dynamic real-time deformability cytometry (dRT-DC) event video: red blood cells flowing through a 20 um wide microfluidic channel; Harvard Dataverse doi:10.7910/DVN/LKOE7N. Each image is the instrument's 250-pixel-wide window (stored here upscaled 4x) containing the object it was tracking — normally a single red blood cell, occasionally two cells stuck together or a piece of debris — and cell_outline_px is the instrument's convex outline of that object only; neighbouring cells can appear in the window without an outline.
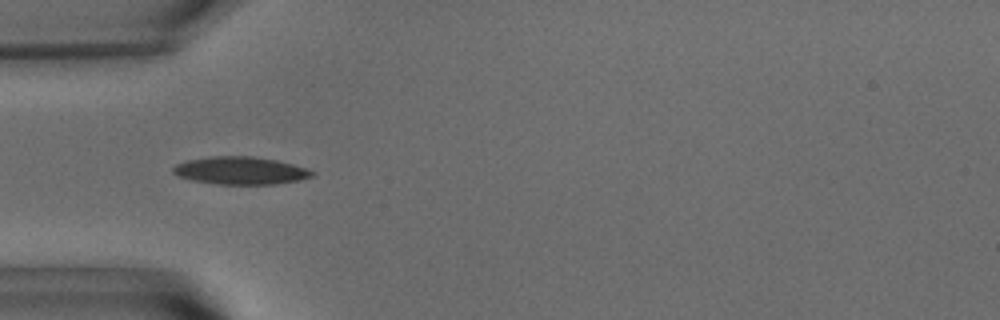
{"species": "common noctule bat (a hibernating species)", "species_latin": "Nyctalus noctula", "temperature_condition": "warm", "stored_images_in_passage": 40, "camera_frame_rate_fps": 3000, "um_per_image_px": 0.085, "animal": {"sex": "male", "body_mass_g": 15.6}, "frame": {"image": 1, "passage_image": 2, "time_ms": 0.333, "image_size_px": [1000, 320], "cell_outline_px": [[316, 172], [312, 176], [300, 180], [276, 184], [216, 184], [192, 180], [176, 176], [172, 172], [172, 168], [176, 164], [184, 160], [212, 156], [256, 156], [276, 160], [292, 164]], "centroid_in_image_um": [20.39, 14.49], "position_along_channel_um": 64.6, "area_um2": 22.54}}
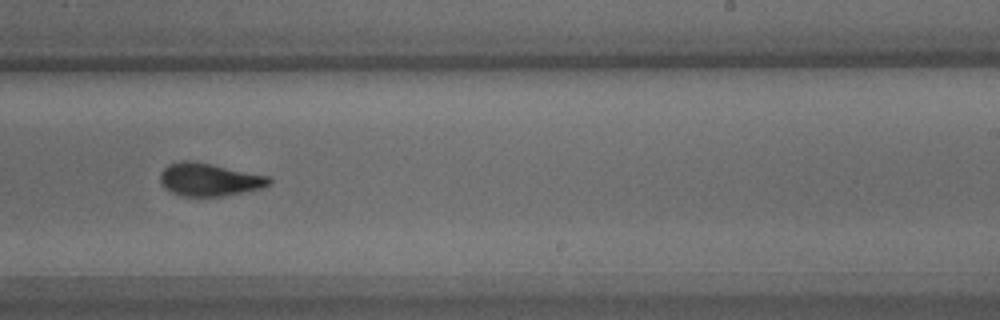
{"frame": {"image": 2, "passage_image": 19, "time_ms": 6.0, "image_size_px": [1000, 320], "cell_outline_px": [[272, 180], [268, 184], [260, 188], [220, 196], [184, 196], [172, 192], [164, 188], [160, 184], [160, 172], [168, 164], [180, 160], [192, 160], [212, 164], [268, 176]], "centroid_in_image_um": [17.71, 15.24], "position_along_channel_um": 271.3, "area_um2": 20.69}}
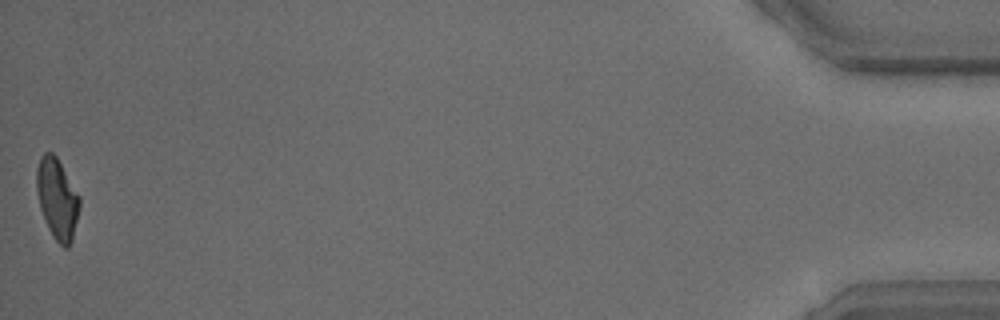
{"frame": {"image": 3, "passage_image": 40, "time_ms": 13.0, "image_size_px": [1000, 320], "cell_outline_px": [[80, 208], [72, 240], [68, 248], [64, 248], [52, 236], [48, 228], [40, 208], [36, 188], [36, 168], [40, 156], [44, 152], [52, 152], [56, 156], [80, 196]], "centroid_in_image_um": [4.86, 16.89], "position_along_channel_um": 430.3, "area_um2": 20.29}, "authors_computed_cell_mechanics": {"area_um2": 20.9236, "velocity_mm_per_s": 3.6507, "shape_relaxation_time_tau1_ms": 4.2731, "shape_relaxation_time_tau2_ms": 2.068, "deformation_change_tau1": 0.1569, "deformation_change_tau2": 0.0869}}